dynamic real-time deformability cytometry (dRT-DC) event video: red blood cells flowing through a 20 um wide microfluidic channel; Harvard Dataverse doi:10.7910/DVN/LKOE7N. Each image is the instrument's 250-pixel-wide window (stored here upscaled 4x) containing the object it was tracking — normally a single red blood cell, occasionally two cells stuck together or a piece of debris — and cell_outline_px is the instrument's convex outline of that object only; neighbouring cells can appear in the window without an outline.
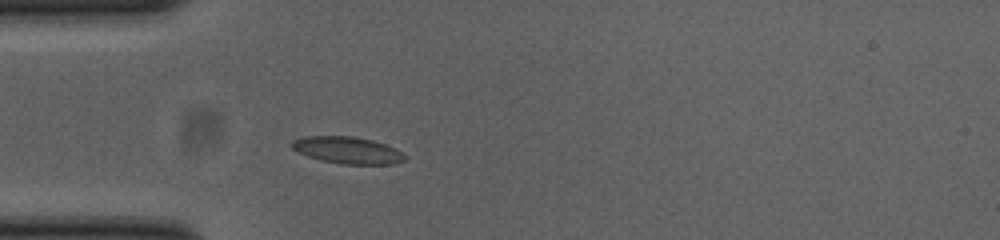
{"species": "common noctule bat (a hibernating species)", "species_latin": "Nyctalus noctula", "temperature_condition": "cold", "stored_images_in_passage": 38, "camera_frame_rate_fps": 3000, "um_per_image_px": 0.085, "animal": {"sex": "female", "body_mass_g": 23.0, "forearm_length_mm": 53.4}, "frame": {"image": 1, "passage_image": 1, "time_ms": 0.0, "image_size_px": [1000, 240], "cell_outline_px": [[404, 160], [392, 164], [344, 164], [320, 160], [308, 156], [292, 148], [288, 144], [292, 140], [304, 136], [352, 136], [372, 140], [396, 148], [404, 156]], "centroid_in_image_um": [29.48, 12.75], "position_along_channel_um": 55.5, "area_um2": 17.57}}
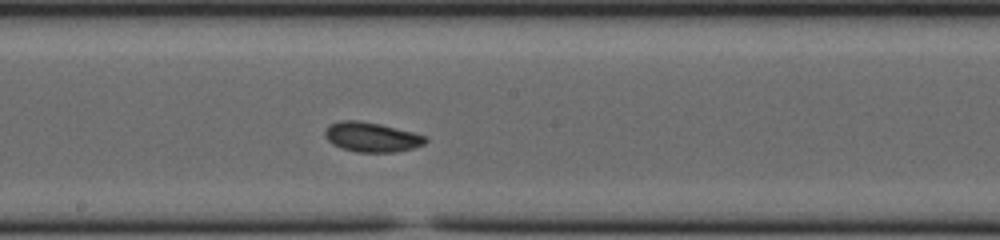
{"frame": {"image": 2, "passage_image": 14, "time_ms": 4.333, "image_size_px": [1000, 240], "cell_outline_px": [[428, 140], [424, 144], [412, 148], [396, 152], [356, 152], [340, 148], [332, 144], [324, 136], [324, 132], [332, 124], [340, 120], [360, 120], [380, 124], [428, 136]], "centroid_in_image_um": [31.59, 11.66], "position_along_channel_um": 216.6, "area_um2": 17.4}}
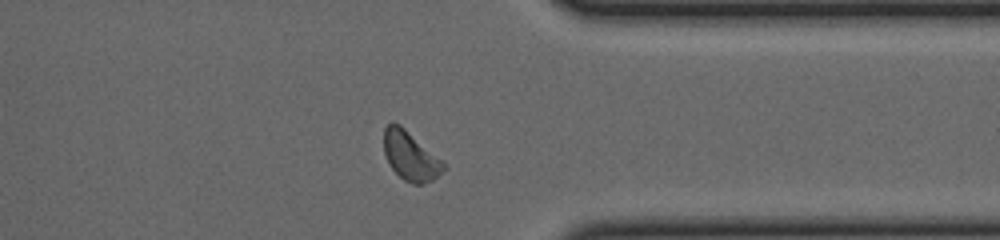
{"frame": {"image": 3, "passage_image": 27, "time_ms": 8.667, "image_size_px": [1000, 240], "cell_outline_px": [[448, 168], [432, 180], [420, 184], [412, 184], [404, 180], [388, 164], [384, 152], [384, 128], [392, 120], [400, 124], [440, 160]], "centroid_in_image_um": [34.85, 13.25], "position_along_channel_um": 376.5, "area_um2": 16.76}, "authors_computed_cell_mechanics": {"area_um2": 16.762, "velocity_mm_per_s": 3.8372, "shape_relaxation_time_tau1_ms": 2.8048, "shape_relaxation_time_tau2_ms": null, "deformation_change_tau1": 0.0998, "deformation_change_tau2": null}}